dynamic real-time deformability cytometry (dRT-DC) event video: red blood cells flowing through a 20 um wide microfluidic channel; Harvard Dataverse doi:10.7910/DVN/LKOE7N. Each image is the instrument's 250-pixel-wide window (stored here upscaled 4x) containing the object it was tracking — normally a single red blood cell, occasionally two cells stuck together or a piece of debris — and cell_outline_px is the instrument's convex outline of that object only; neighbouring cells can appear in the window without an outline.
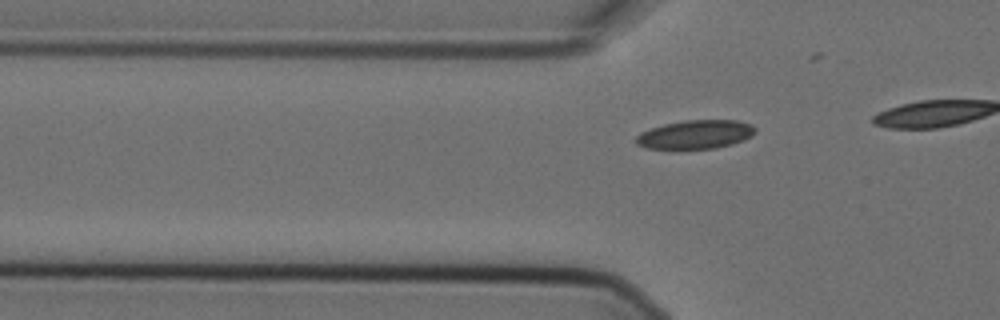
{"species": "Egyptian fruit bat (a non-hibernating species)", "species_latin": "Rousettus aegyptiacus", "temperature_condition": "cold", "stored_images_in_passage": 5, "camera_frame_rate_fps": 3000, "um_per_image_px": 0.085, "animal": {"sex": "female"}, "frame": {"image": 1, "passage_image": 5, "time_ms": 1.333, "image_size_px": [1000, 320], "cell_outline_px": [[756, 132], [752, 136], [744, 140], [732, 144], [716, 148], [644, 148], [636, 144], [636, 136], [640, 132], [664, 124], [684, 120], [736, 120], [752, 124], [756, 128]], "centroid_in_image_um": [59.14, 11.42], "position_along_channel_um": 66.7, "area_um2": 19.94}}